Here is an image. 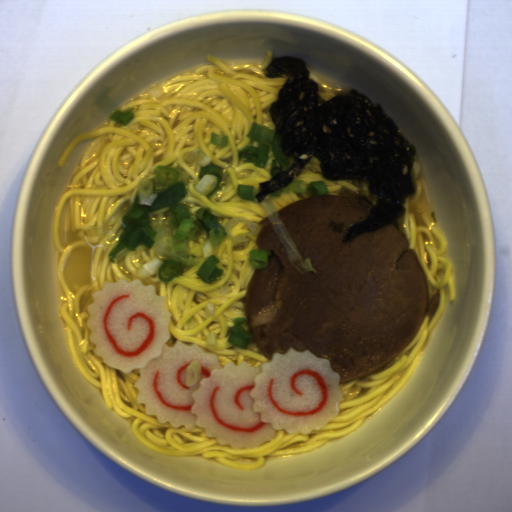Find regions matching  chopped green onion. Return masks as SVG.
I'll list each match as a JSON object with an SVG mask.
<instances>
[{
	"label": "chopped green onion",
	"mask_w": 512,
	"mask_h": 512,
	"mask_svg": "<svg viewBox=\"0 0 512 512\" xmlns=\"http://www.w3.org/2000/svg\"><path fill=\"white\" fill-rule=\"evenodd\" d=\"M271 251L263 248H253L248 250L247 259L253 268L266 269L269 266V258Z\"/></svg>",
	"instance_id": "e993c650"
},
{
	"label": "chopped green onion",
	"mask_w": 512,
	"mask_h": 512,
	"mask_svg": "<svg viewBox=\"0 0 512 512\" xmlns=\"http://www.w3.org/2000/svg\"><path fill=\"white\" fill-rule=\"evenodd\" d=\"M229 135H221L212 131L210 135V142L214 146L226 147L228 144Z\"/></svg>",
	"instance_id": "2f9a1f31"
},
{
	"label": "chopped green onion",
	"mask_w": 512,
	"mask_h": 512,
	"mask_svg": "<svg viewBox=\"0 0 512 512\" xmlns=\"http://www.w3.org/2000/svg\"><path fill=\"white\" fill-rule=\"evenodd\" d=\"M184 161L186 164L199 165L198 179L192 187L198 194L210 199L214 193L223 190L222 168L213 165L212 159L204 153L200 146L190 150Z\"/></svg>",
	"instance_id": "8cba909f"
},
{
	"label": "chopped green onion",
	"mask_w": 512,
	"mask_h": 512,
	"mask_svg": "<svg viewBox=\"0 0 512 512\" xmlns=\"http://www.w3.org/2000/svg\"><path fill=\"white\" fill-rule=\"evenodd\" d=\"M133 110L134 107H131L127 112H122L117 109L109 117L115 123L127 127L135 119V114L133 113Z\"/></svg>",
	"instance_id": "d55cd880"
},
{
	"label": "chopped green onion",
	"mask_w": 512,
	"mask_h": 512,
	"mask_svg": "<svg viewBox=\"0 0 512 512\" xmlns=\"http://www.w3.org/2000/svg\"><path fill=\"white\" fill-rule=\"evenodd\" d=\"M245 317L235 318L232 321L233 325L230 330L227 341L240 349H246L249 346L250 339L253 337V332L245 330L243 326Z\"/></svg>",
	"instance_id": "3d195cdc"
},
{
	"label": "chopped green onion",
	"mask_w": 512,
	"mask_h": 512,
	"mask_svg": "<svg viewBox=\"0 0 512 512\" xmlns=\"http://www.w3.org/2000/svg\"><path fill=\"white\" fill-rule=\"evenodd\" d=\"M275 136V128H269L252 121L249 132L244 137L248 138L252 143H257L259 146H242L237 150L240 160L243 158L242 162L253 163L258 168H265L272 151L273 158L269 172L270 178L284 169L291 168V156H286L280 151V145L276 141Z\"/></svg>",
	"instance_id": "7957bf73"
},
{
	"label": "chopped green onion",
	"mask_w": 512,
	"mask_h": 512,
	"mask_svg": "<svg viewBox=\"0 0 512 512\" xmlns=\"http://www.w3.org/2000/svg\"><path fill=\"white\" fill-rule=\"evenodd\" d=\"M290 191L294 193H303L308 192L310 195H325L329 194L328 187L326 182L323 180H315L306 184L303 180H292L289 185L269 194L268 199H263L260 203L264 209V212L273 228L278 238L282 242L283 246L287 252L288 262L297 270L302 273L314 272L315 274L318 272L311 257L308 259H304L300 254L299 250L295 246L288 229L276 210L273 206L272 202L274 198H280L282 193H289Z\"/></svg>",
	"instance_id": "75c4bb68"
},
{
	"label": "chopped green onion",
	"mask_w": 512,
	"mask_h": 512,
	"mask_svg": "<svg viewBox=\"0 0 512 512\" xmlns=\"http://www.w3.org/2000/svg\"><path fill=\"white\" fill-rule=\"evenodd\" d=\"M188 182L189 173L179 166L160 165L154 167L153 177L140 179L120 219L118 242L107 254L109 262L114 263L120 251H136L142 245L155 255L140 265L136 273L140 278L158 274L168 282L191 267H198L196 278L209 283L223 276L214 247L224 237L245 243L257 235L258 227L241 216H233L224 226L208 206L192 214L181 203Z\"/></svg>",
	"instance_id": "ed74a00b"
},
{
	"label": "chopped green onion",
	"mask_w": 512,
	"mask_h": 512,
	"mask_svg": "<svg viewBox=\"0 0 512 512\" xmlns=\"http://www.w3.org/2000/svg\"><path fill=\"white\" fill-rule=\"evenodd\" d=\"M202 368L197 361H193L186 365L185 368V381L186 386H193L196 385L198 380L201 377Z\"/></svg>",
	"instance_id": "466492ea"
},
{
	"label": "chopped green onion",
	"mask_w": 512,
	"mask_h": 512,
	"mask_svg": "<svg viewBox=\"0 0 512 512\" xmlns=\"http://www.w3.org/2000/svg\"><path fill=\"white\" fill-rule=\"evenodd\" d=\"M236 193L238 197L243 198L247 201H255L254 185L239 183L238 186L236 187Z\"/></svg>",
	"instance_id": "55ebd94b"
}]
</instances>
